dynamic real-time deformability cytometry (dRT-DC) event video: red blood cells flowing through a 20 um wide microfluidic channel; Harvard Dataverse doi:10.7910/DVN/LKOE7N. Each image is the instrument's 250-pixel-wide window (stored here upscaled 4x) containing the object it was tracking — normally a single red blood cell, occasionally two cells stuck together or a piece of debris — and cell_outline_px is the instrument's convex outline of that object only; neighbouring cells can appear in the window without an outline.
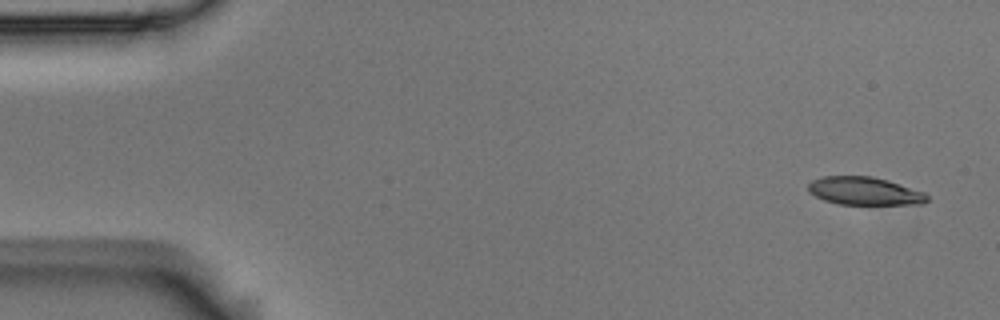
{"species": "Egyptian fruit bat (a non-hibernating species)", "species_latin": "Rousettus aegyptiacus", "temperature_condition": "room temperature", "stored_images_in_passage": 5, "segment_of_instrument_passage": [1, 2], "camera_frame_rate_fps": 3000, "um_per_image_px": 0.085, "animal": {"sex": "male"}, "frame": {"image": 1, "passage_image": 1, "time_ms": 0.0, "image_size_px": [1000, 320], "cell_outline_px": [[928, 200], [924, 204], [840, 204], [824, 200], [808, 192], [808, 184], [812, 180], [824, 176], [872, 176], [888, 180], [924, 192], [928, 196]], "centroid_in_image_um": [73.48, 16.23], "position_along_channel_um": 11.5, "area_um2": 19.36}}